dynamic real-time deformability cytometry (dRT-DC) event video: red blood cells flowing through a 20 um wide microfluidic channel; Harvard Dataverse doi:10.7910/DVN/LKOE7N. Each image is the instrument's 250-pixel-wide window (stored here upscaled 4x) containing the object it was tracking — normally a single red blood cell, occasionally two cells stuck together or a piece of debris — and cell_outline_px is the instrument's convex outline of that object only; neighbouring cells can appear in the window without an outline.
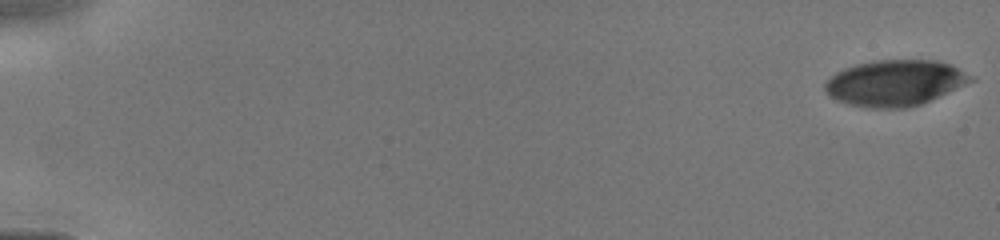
{"species": "human", "species_latin": "Homo sapiens", "temperature_condition": "cold", "stored_images_in_passage": 16, "camera_frame_rate_fps": 3000, "um_per_image_px": 0.085, "donor": {"sex": "male"}, "frame": {"image": 1, "passage_image": 1, "time_ms": 0.0, "image_size_px": [1000, 240], "cell_outline_px": [[976, 80], [920, 104], [908, 108], [872, 108], [848, 104], [836, 100], [828, 96], [824, 88], [824, 84], [836, 72], [844, 68], [856, 64], [876, 60], [932, 60], [952, 64], [972, 76]], "centroid_in_image_um": [76.06, 7.05], "position_along_channel_um": 8.9, "area_um2": 38.96}}